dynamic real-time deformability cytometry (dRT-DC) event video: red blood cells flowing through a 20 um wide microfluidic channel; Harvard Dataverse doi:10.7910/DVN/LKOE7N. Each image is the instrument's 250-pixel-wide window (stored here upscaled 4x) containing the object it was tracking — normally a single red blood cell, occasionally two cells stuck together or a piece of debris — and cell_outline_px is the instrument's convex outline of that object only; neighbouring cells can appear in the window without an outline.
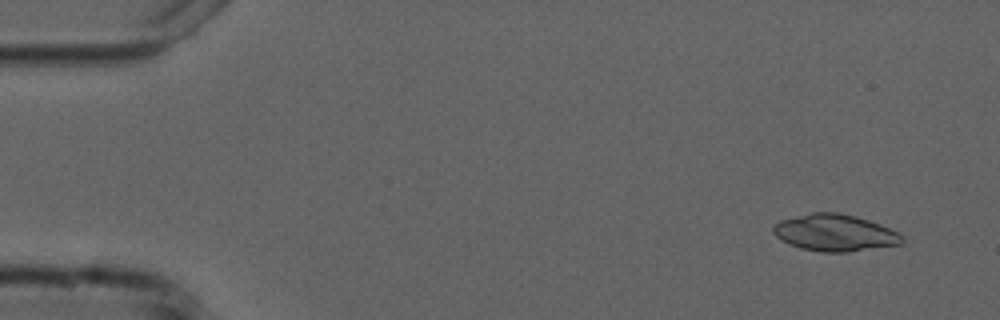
{"species": "common noctule bat (a hibernating species)", "species_latin": "Nyctalus noctula", "temperature_condition": "cold", "stored_images_in_passage": 5, "camera_frame_rate_fps": 3000, "um_per_image_px": 0.085, "animal": {"sex": "male", "forearm_length_mm": 52.5}, "frame": {"image": 1, "passage_image": 2, "time_ms": 1.0, "image_size_px": [1000, 320], "cell_outline_px": [[904, 240], [900, 244], [848, 252], [820, 252], [800, 248], [788, 244], [780, 240], [772, 232], [772, 224], [780, 220], [812, 212], [840, 212], [856, 216], [880, 224], [900, 232], [904, 236]], "centroid_in_image_um": [70.94, 19.78], "position_along_channel_um": 14.1, "area_um2": 27.98}}